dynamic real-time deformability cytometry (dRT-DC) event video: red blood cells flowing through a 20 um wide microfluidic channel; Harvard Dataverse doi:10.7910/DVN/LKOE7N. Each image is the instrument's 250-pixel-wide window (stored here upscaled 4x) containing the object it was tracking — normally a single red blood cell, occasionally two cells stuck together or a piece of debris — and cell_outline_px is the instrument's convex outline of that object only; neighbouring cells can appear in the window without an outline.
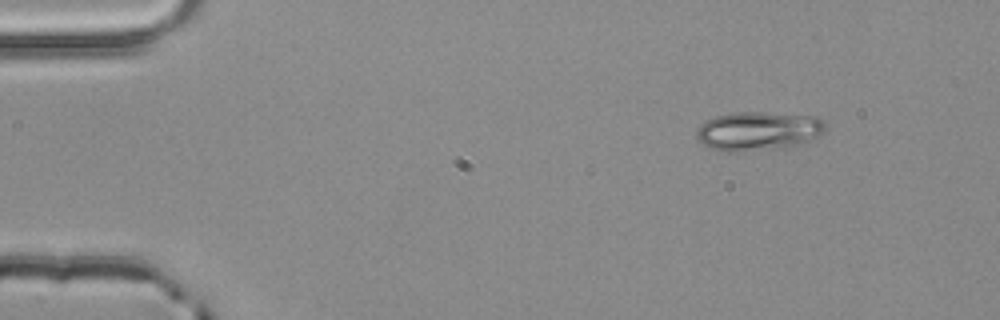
{"species": "common noctule bat (a hibernating species)", "species_latin": "Nyctalus noctula", "temperature_condition": "room temperature", "stored_images_in_passage": 2, "camera_frame_rate_fps": 3000, "um_per_image_px": 0.085, "animal": {"sex": "male", "body_mass_g": 20.4}, "frame": {"image": 1, "passage_image": 1, "time_ms": 0.0, "image_size_px": [1000, 320], "cell_outline_px": [[828, 128], [824, 132], [804, 144], [784, 148], [740, 152], [728, 152], [712, 148], [696, 140], [696, 132], [700, 124], [716, 116], [732, 112], [764, 112], [820, 116], [824, 120]], "centroid_in_image_um": [64.51, 11.14], "position_along_channel_um": 20.5, "area_um2": 29.88}}